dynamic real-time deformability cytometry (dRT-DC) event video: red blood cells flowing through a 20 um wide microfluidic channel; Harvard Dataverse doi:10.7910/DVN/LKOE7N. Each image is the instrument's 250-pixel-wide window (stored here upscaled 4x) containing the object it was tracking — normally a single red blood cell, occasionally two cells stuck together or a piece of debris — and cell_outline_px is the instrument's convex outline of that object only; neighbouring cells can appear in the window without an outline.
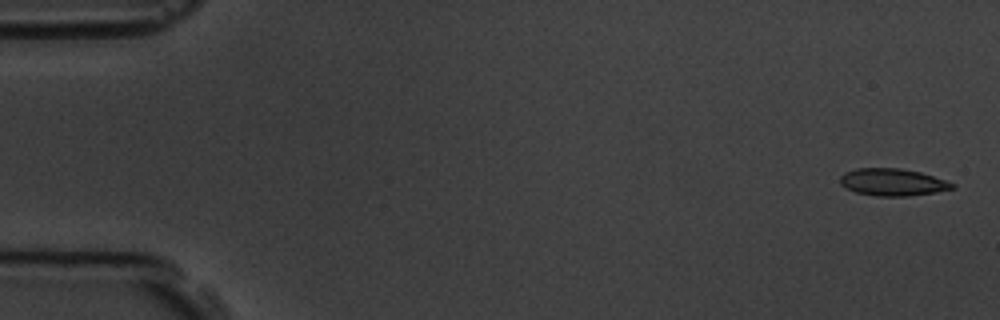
{"species": "common noctule bat (a hibernating species)", "species_latin": "Nyctalus noctula", "temperature_condition": "room temperature", "stored_images_in_passage": 11, "camera_frame_rate_fps": 3000, "um_per_image_px": 0.085, "animal": {"sex": "male", "body_mass_g": 19.5, "forearm_length_mm": 54.6}, "frame": {"image": 1, "passage_image": 1, "time_ms": 0.0, "image_size_px": [1000, 320], "cell_outline_px": [[956, 188], [936, 192], [908, 196], [876, 196], [856, 192], [840, 184], [840, 176], [844, 172], [856, 168], [900, 168], [920, 172], [956, 184]], "centroid_in_image_um": [75.87, 15.48], "position_along_channel_um": 9.1, "area_um2": 17.74}}
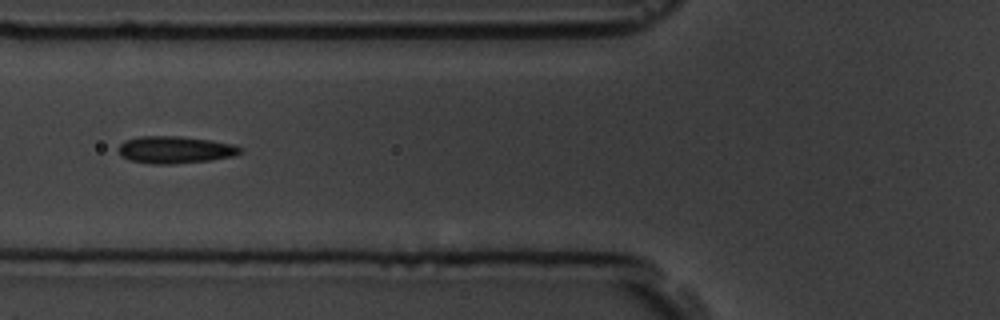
{"frame": {"image": 2, "passage_image": 6, "time_ms": 6.667, "image_size_px": [1000, 320], "cell_outline_px": [[244, 152], [232, 156], [212, 160], [172, 164], [152, 164], [128, 160], [120, 156], [116, 148], [124, 140], [140, 136], [180, 136], [208, 140], [232, 144], [244, 148]], "centroid_in_image_um": [14.85, 12.73], "position_along_channel_um": 111.0, "area_um2": 19.54}}
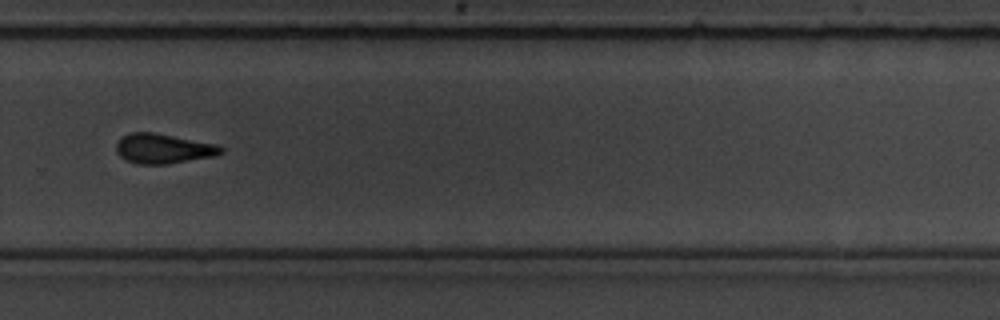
{"frame": {"image": 3, "passage_image": 11, "time_ms": 12.333, "image_size_px": [1000, 320], "cell_outline_px": [[224, 152], [212, 156], [168, 164], [136, 164], [124, 160], [116, 152], [116, 144], [124, 136], [132, 132], [152, 132], [220, 144], [224, 148]], "centroid_in_image_um": [13.9, 12.63], "position_along_channel_um": 315.9, "area_um2": 18.26}}